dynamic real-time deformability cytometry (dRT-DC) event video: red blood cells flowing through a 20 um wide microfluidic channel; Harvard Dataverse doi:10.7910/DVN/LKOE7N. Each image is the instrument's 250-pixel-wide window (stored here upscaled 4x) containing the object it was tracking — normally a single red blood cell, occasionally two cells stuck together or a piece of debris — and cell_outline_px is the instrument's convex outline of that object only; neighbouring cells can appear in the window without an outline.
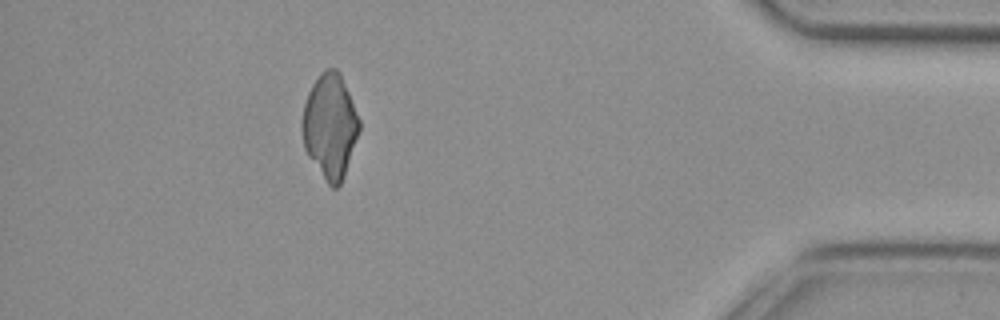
{"species": "common noctule bat (a hibernating species)", "species_latin": "Nyctalus noctula", "temperature_condition": "cold", "stored_images_in_passage": 44, "camera_frame_rate_fps": 3000, "um_per_image_px": 0.085, "animal": {"sex": "female", "body_mass_g": 29.2, "forearm_length_mm": 56.3}, "frame": {"image": 1, "passage_image": 39, "time_ms": 12.667, "image_size_px": [1000, 320], "cell_outline_px": [[360, 128], [340, 184], [336, 188], [332, 188], [328, 184], [308, 156], [304, 148], [300, 128], [300, 120], [304, 104], [308, 92], [312, 84], [320, 72], [328, 68], [336, 68], [340, 72], [360, 120]], "centroid_in_image_um": [28.01, 10.68], "position_along_channel_um": 407.2, "area_um2": 34.68}}